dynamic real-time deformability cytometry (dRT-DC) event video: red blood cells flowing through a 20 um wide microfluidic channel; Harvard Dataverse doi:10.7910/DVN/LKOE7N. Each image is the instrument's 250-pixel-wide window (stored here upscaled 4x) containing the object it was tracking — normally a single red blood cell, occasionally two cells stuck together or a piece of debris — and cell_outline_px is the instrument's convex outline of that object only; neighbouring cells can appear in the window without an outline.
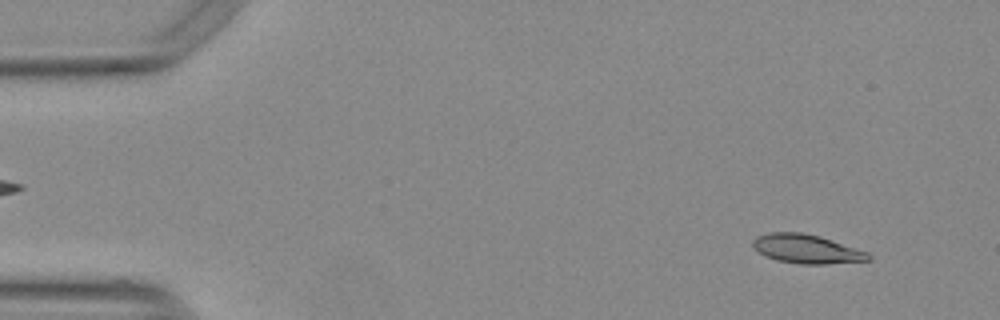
{"species": "Egyptian fruit bat (a non-hibernating species)", "species_latin": "Rousettus aegyptiacus", "temperature_condition": "warm", "stored_images_in_passage": 14, "camera_frame_rate_fps": 3000, "um_per_image_px": 0.085, "animal": {"sex": "female"}, "frame": {"image": 1, "passage_image": 4, "time_ms": 1.0, "image_size_px": [1000, 320], "cell_outline_px": [[872, 260], [828, 264], [800, 264], [776, 260], [752, 248], [752, 240], [756, 236], [768, 232], [804, 232], [820, 236], [868, 252], [872, 256]], "centroid_in_image_um": [68.56, 21.15], "position_along_channel_um": 16.4, "area_um2": 19.65}}